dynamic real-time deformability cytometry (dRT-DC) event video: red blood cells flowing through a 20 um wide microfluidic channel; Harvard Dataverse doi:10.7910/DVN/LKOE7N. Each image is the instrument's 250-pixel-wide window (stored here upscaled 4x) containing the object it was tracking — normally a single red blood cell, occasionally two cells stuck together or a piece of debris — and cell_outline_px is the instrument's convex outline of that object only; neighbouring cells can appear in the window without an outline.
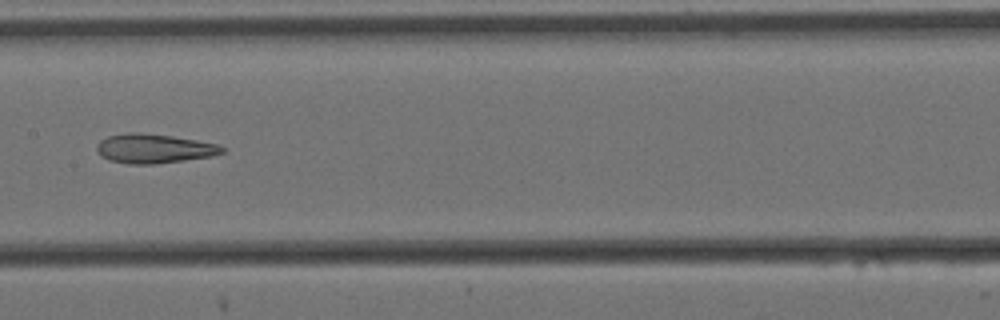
{"species": "Egyptian fruit bat (a non-hibernating species)", "species_latin": "Rousettus aegyptiacus", "temperature_condition": "cold", "stored_images_in_passage": 14, "camera_frame_rate_fps": 3000, "um_per_image_px": 0.085, "animal": {"sex": "female"}, "frame": {"image": 1, "passage_image": 7, "time_ms": 2.0, "image_size_px": [1000, 320], "cell_outline_px": [[224, 152], [212, 156], [156, 164], [128, 164], [108, 160], [100, 156], [96, 152], [96, 144], [100, 140], [108, 136], [128, 132], [136, 132], [172, 136], [196, 140], [216, 144], [224, 148]], "centroid_in_image_um": [13.02, 12.63], "position_along_channel_um": 194.4, "area_um2": 21.44}}
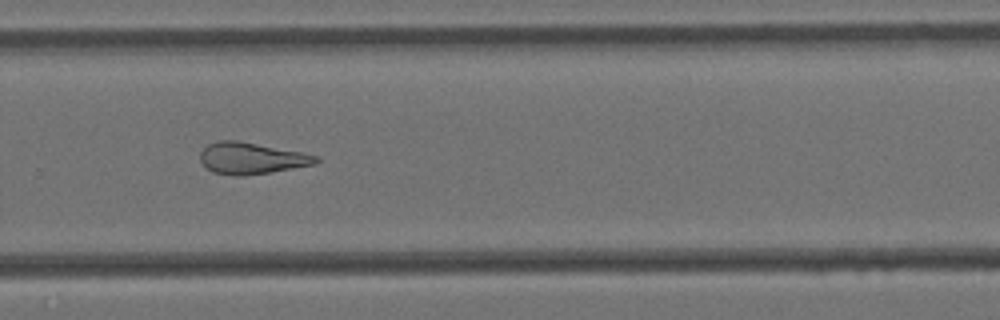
{"frame": {"image": 2, "passage_image": 10, "time_ms": 3.0, "image_size_px": [1000, 320], "cell_outline_px": [[320, 160], [316, 164], [268, 172], [240, 176], [236, 176], [212, 172], [200, 160], [200, 152], [208, 144], [220, 140], [236, 140], [300, 152], [320, 156]], "centroid_in_image_um": [21.37, 13.45], "position_along_channel_um": 308.4, "area_um2": 20.98}}
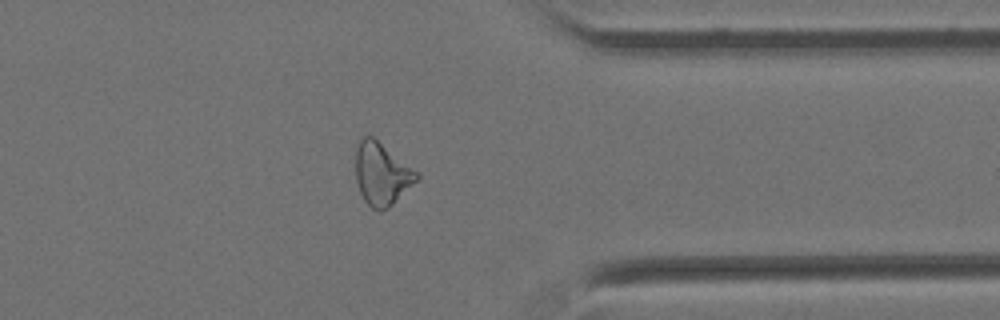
{"frame": {"image": 3, "passage_image": 12, "time_ms": 3.667, "image_size_px": [1000, 320], "cell_outline_px": [[420, 176], [388, 208], [380, 212], [372, 208], [364, 200], [360, 192], [356, 180], [356, 148], [360, 136], [368, 132], [420, 172]], "centroid_in_image_um": [32.43, 14.72], "position_along_channel_um": 379.0, "area_um2": 22.54}}